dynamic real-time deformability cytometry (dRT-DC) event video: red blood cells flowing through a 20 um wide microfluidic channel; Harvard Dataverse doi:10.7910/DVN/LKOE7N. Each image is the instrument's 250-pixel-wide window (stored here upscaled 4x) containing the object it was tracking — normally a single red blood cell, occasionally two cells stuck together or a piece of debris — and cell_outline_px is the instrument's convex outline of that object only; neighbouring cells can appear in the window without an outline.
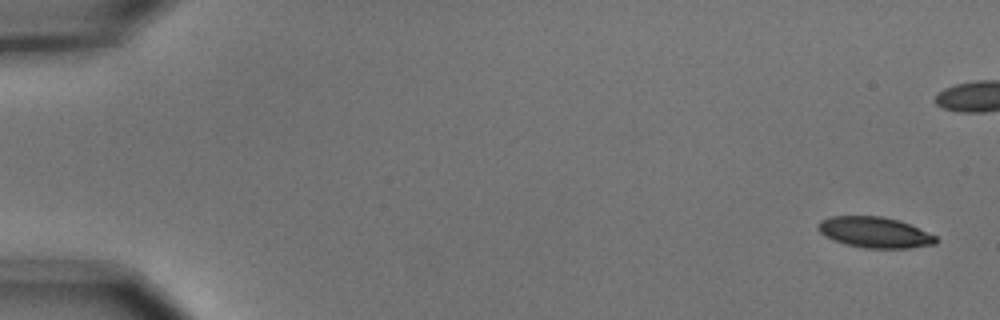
{"species": "common noctule bat (a hibernating species)", "species_latin": "Nyctalus noctula", "temperature_condition": "cold", "stored_images_in_passage": 6, "camera_frame_rate_fps": 3000, "um_per_image_px": 0.085, "animal": {"sex": "male", "body_mass_g": 15.6}, "frame": {"image": 1, "passage_image": 1, "time_ms": 0.0, "image_size_px": [1000, 320], "cell_outline_px": [[936, 244], [908, 248], [864, 248], [844, 244], [832, 240], [824, 236], [820, 232], [820, 220], [832, 216], [880, 216], [896, 220], [908, 224], [936, 236]], "centroid_in_image_um": [74.32, 19.76], "position_along_channel_um": 10.7, "area_um2": 20.87}}
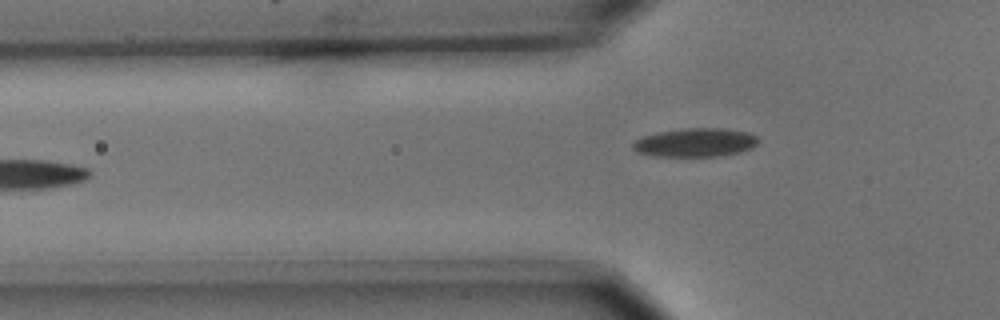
{"frame": {"image": 2, "passage_image": 6, "time_ms": 1.667, "image_size_px": [1000, 320], "cell_outline_px": [[760, 140], [752, 148], [740, 152], [720, 156], [656, 156], [636, 152], [632, 148], [632, 144], [636, 140], [644, 136], [656, 132], [684, 128], [724, 128], [748, 132], [756, 136]], "centroid_in_image_um": [59.11, 12.11], "position_along_channel_um": 66.7, "area_um2": 21.04}}